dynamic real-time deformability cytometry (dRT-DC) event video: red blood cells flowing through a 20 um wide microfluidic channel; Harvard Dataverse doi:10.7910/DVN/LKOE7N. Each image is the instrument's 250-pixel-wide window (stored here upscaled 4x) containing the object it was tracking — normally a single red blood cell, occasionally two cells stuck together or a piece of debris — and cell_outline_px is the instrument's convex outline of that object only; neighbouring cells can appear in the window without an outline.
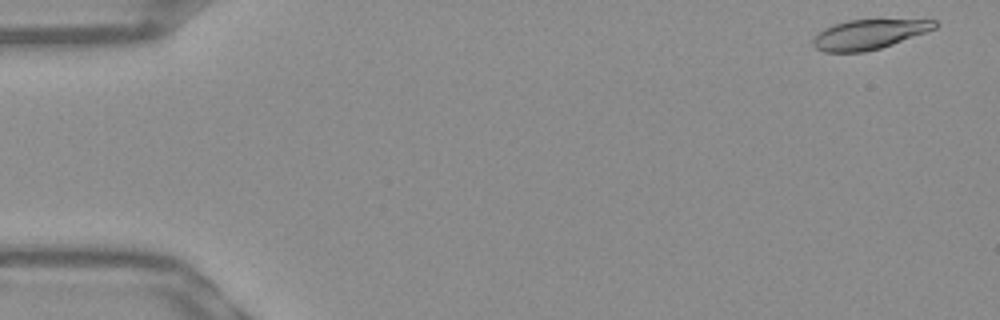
{"species": "Egyptian fruit bat (a non-hibernating species)", "species_latin": "Rousettus aegyptiacus", "temperature_condition": "warm", "stored_images_in_passage": 51, "camera_frame_rate_fps": 3000, "um_per_image_px": 0.085, "frame": {"image": 1, "passage_image": 1, "time_ms": 0.0, "image_size_px": [1000, 320], "cell_outline_px": [[940, 24], [936, 28], [892, 44], [880, 48], [864, 52], [824, 52], [816, 48], [812, 44], [812, 40], [824, 28], [848, 20], [936, 20]], "centroid_in_image_um": [73.85, 2.92], "position_along_channel_um": 11.1, "area_um2": 20.75}}
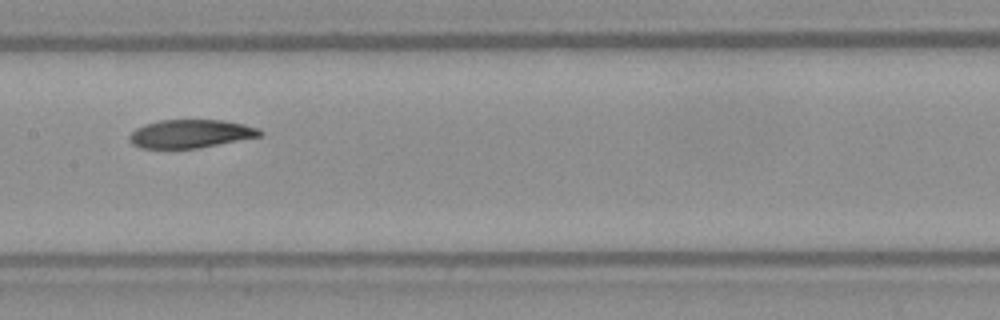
{"frame": {"image": 2, "passage_image": 25, "time_ms": 8.0, "image_size_px": [1000, 320], "cell_outline_px": [[264, 132], [260, 136], [200, 148], [140, 148], [132, 144], [128, 140], [128, 136], [136, 128], [144, 124], [160, 120], [224, 120], [244, 124], [260, 128]], "centroid_in_image_um": [16.2, 11.37], "position_along_channel_um": 191.2, "area_um2": 21.68}}
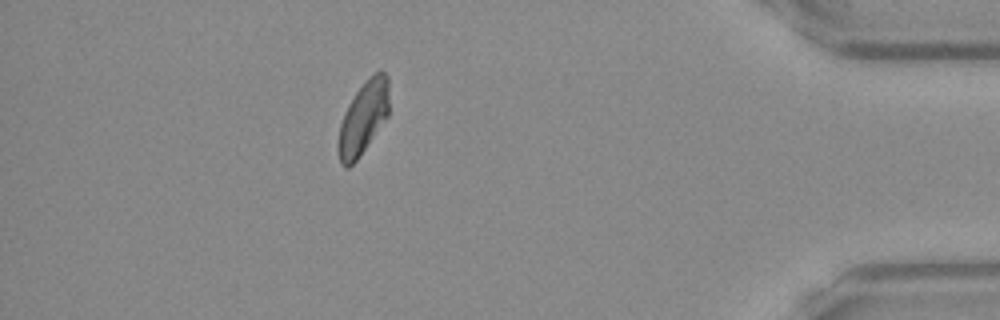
{"frame": {"image": 3, "passage_image": 45, "time_ms": 14.667, "image_size_px": [1000, 320], "cell_outline_px": [[388, 116], [356, 160], [348, 168], [344, 168], [340, 164], [336, 144], [340, 124], [344, 112], [348, 104], [356, 92], [368, 76], [380, 68], [388, 76]], "centroid_in_image_um": [30.85, 10.0], "position_along_channel_um": 404.3, "area_um2": 21.73}, "authors_computed_cell_mechanics": {"area_um2": 22.253, "velocity_mm_per_s": 3.8861, "shape_relaxation_time_tau1_ms": 8.2424, "shape_relaxation_time_tau2_ms": 4.4165, "deformation_change_tau1": 0.2062, "deformation_change_tau2": 0.0978}}